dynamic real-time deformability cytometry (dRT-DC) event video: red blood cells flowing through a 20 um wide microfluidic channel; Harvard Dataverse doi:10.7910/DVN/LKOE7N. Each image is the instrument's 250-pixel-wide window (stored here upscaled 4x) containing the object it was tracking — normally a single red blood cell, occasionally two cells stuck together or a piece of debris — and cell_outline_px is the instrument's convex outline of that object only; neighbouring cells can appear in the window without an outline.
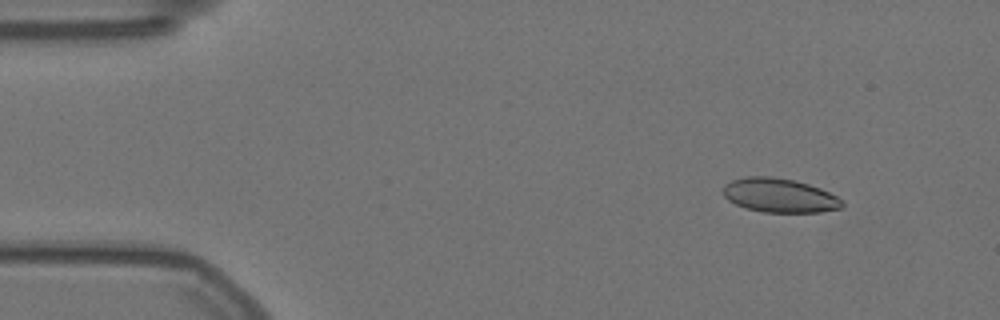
{"species": "Egyptian fruit bat (a non-hibernating species)", "species_latin": "Rousettus aegyptiacus", "temperature_condition": "warm", "stored_images_in_passage": 57, "camera_frame_rate_fps": 3000, "um_per_image_px": 0.085, "animal": {"sex": "female"}, "frame": {"image": 1, "passage_image": 6, "time_ms": 1.667, "image_size_px": [1000, 320], "cell_outline_px": [[844, 204], [840, 208], [820, 212], [764, 212], [744, 208], [728, 200], [720, 192], [724, 184], [732, 180], [748, 176], [772, 176], [792, 180], [808, 184], [820, 188], [844, 200]], "centroid_in_image_um": [66.22, 16.61], "position_along_channel_um": 18.8, "area_um2": 23.76}}
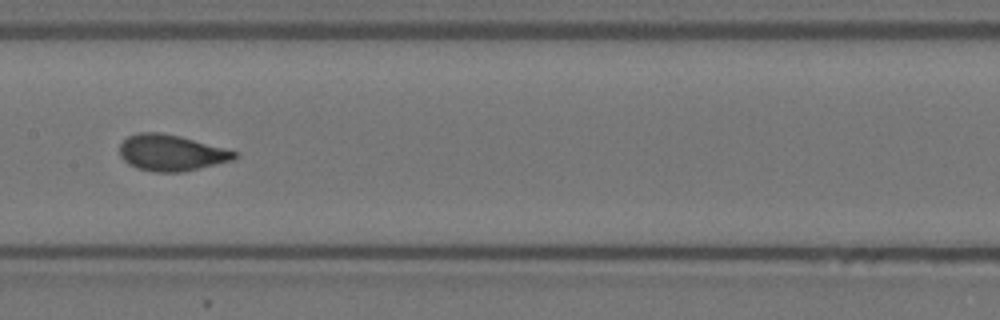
{"frame": {"image": 2, "passage_image": 28, "time_ms": 9.0, "image_size_px": [1000, 320], "cell_outline_px": [[240, 156], [232, 160], [216, 164], [180, 172], [156, 172], [136, 168], [128, 164], [120, 156], [120, 144], [128, 136], [140, 132], [160, 132], [180, 136], [224, 148], [236, 152]], "centroid_in_image_um": [14.53, 12.98], "position_along_channel_um": 192.9, "area_um2": 24.04}}
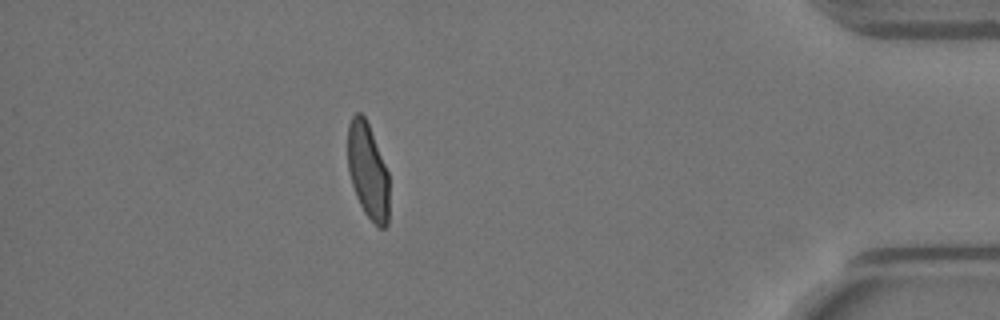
{"frame": {"image": 3, "passage_image": 50, "time_ms": 16.333, "image_size_px": [1000, 320], "cell_outline_px": [[388, 224], [384, 228], [380, 228], [364, 212], [356, 196], [348, 172], [348, 124], [352, 116], [356, 112], [360, 112], [364, 116], [368, 124], [388, 172]], "centroid_in_image_um": [31.25, 14.53], "position_along_channel_um": 403.9, "area_um2": 22.83}, "authors_computed_cell_mechanics": {"area_um2": 24.1026, "velocity_mm_per_s": 3.5504, "shape_relaxation_time_tau1_ms": 4.2897, "shape_relaxation_time_tau2_ms": null, "deformation_change_tau1": 0.1444, "deformation_change_tau2": null}}